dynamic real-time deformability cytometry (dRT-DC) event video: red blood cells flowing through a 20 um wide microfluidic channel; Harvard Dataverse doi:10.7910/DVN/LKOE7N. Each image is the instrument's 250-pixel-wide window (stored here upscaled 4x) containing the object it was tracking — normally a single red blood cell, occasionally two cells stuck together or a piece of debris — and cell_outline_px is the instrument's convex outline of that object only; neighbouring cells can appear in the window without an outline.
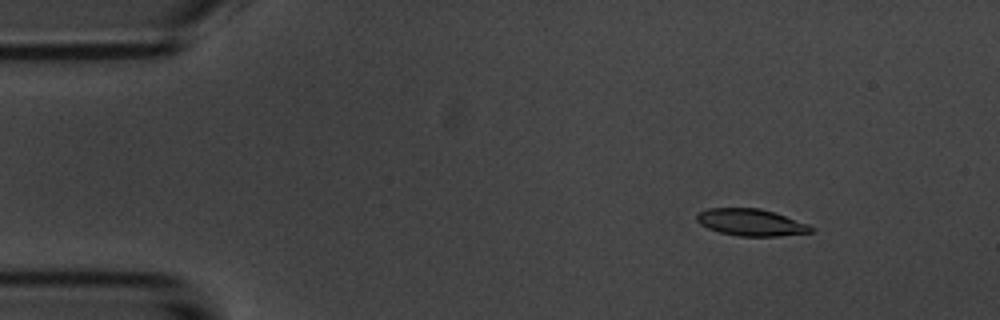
{"species": "common noctule bat (a hibernating species)", "species_latin": "Nyctalus noctula", "temperature_condition": "room temperature", "stored_images_in_passage": 6, "camera_frame_rate_fps": 3000, "um_per_image_px": 0.085, "animal": {"sex": "male", "body_mass_g": 20.1, "forearm_length_mm": 53.5}, "frame": {"image": 1, "passage_image": 1, "time_ms": 0.0, "image_size_px": [1000, 320], "cell_outline_px": [[816, 228], [812, 232], [780, 236], [740, 236], [720, 232], [708, 228], [700, 224], [696, 220], [696, 216], [700, 212], [708, 208], [760, 208], [776, 212], [808, 224]], "centroid_in_image_um": [63.87, 18.9], "position_along_channel_um": 21.1, "area_um2": 17.98}}
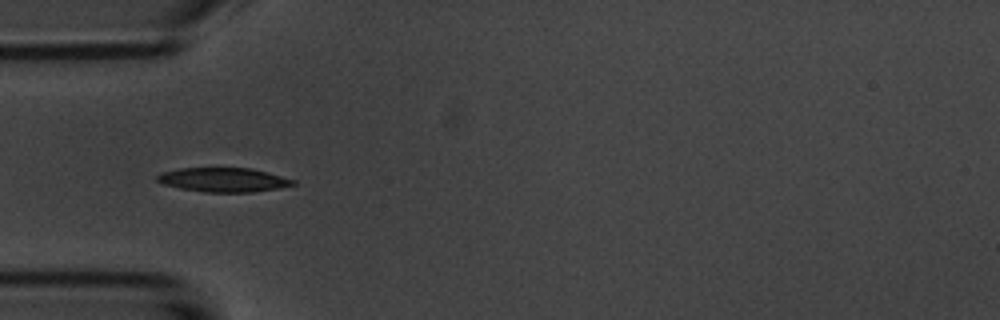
{"frame": {"image": 2, "passage_image": 4, "time_ms": 3.333, "image_size_px": [1000, 320], "cell_outline_px": [[296, 184], [280, 188], [252, 192], [204, 192], [180, 188], [164, 184], [156, 180], [156, 176], [160, 172], [180, 168], [252, 168], [268, 172], [296, 180]], "centroid_in_image_um": [19.01, 15.28], "position_along_channel_um": 66.0, "area_um2": 19.25}}
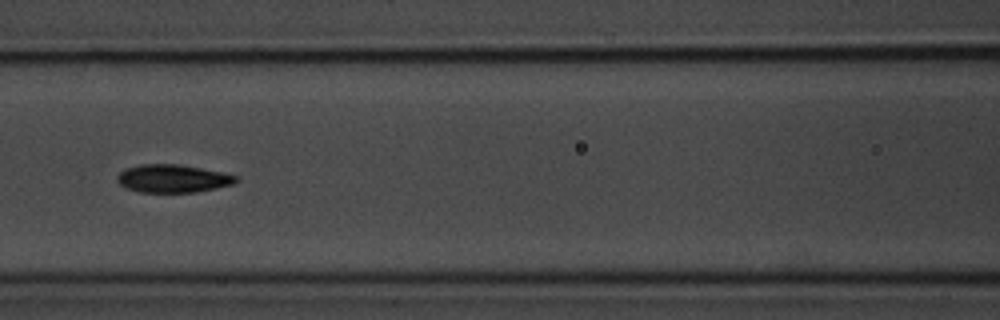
{"frame": {"image": 3, "passage_image": 6, "time_ms": 5.667, "image_size_px": [1000, 320], "cell_outline_px": [[240, 180], [232, 184], [216, 188], [196, 192], [140, 192], [128, 188], [120, 184], [116, 180], [116, 176], [124, 168], [140, 164], [180, 164], [224, 172], [240, 176]], "centroid_in_image_um": [14.72, 15.16], "position_along_channel_um": 151.9, "area_um2": 19.59}}